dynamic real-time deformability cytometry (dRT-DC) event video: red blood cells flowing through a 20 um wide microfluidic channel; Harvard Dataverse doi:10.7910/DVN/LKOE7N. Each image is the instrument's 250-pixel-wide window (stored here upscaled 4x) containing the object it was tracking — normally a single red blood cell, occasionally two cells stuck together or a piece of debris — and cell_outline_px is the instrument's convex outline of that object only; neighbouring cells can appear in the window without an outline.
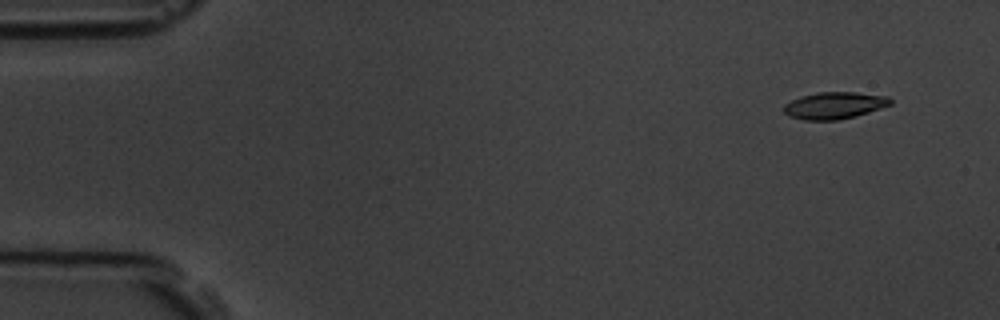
{"species": "common noctule bat (a hibernating species)", "species_latin": "Nyctalus noctula", "temperature_condition": "room temperature", "stored_images_in_passage": 6, "camera_frame_rate_fps": 3000, "um_per_image_px": 0.085, "animal": {"sex": "male", "body_mass_g": 19.5, "forearm_length_mm": 54.6}, "frame": {"image": 1, "passage_image": 1, "time_ms": 0.0, "image_size_px": [1000, 320], "cell_outline_px": [[892, 104], [856, 116], [836, 120], [804, 120], [788, 116], [784, 112], [784, 104], [800, 96], [816, 92], [856, 92], [888, 96], [892, 100]], "centroid_in_image_um": [70.91, 8.96], "position_along_channel_um": 14.1, "area_um2": 16.76}}
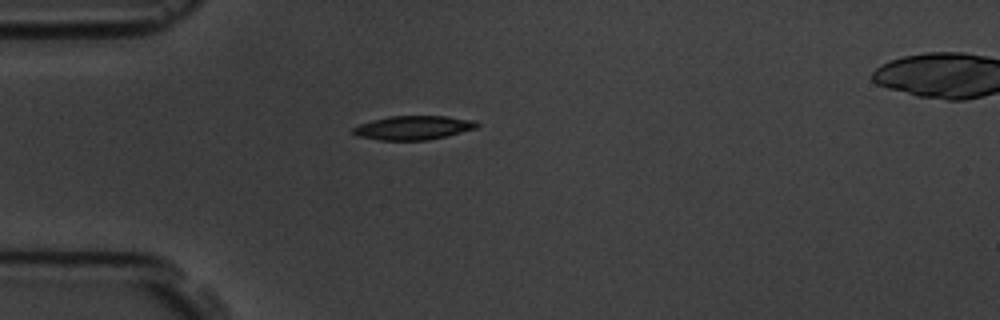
{"frame": {"image": 2, "passage_image": 4, "time_ms": 3.667, "image_size_px": [1000, 320], "cell_outline_px": [[480, 124], [476, 128], [428, 140], [380, 140], [356, 136], [352, 132], [352, 128], [360, 124], [372, 120], [388, 116], [448, 116], [476, 120]], "centroid_in_image_um": [35.12, 10.85], "position_along_channel_um": 49.9, "area_um2": 17.28}}
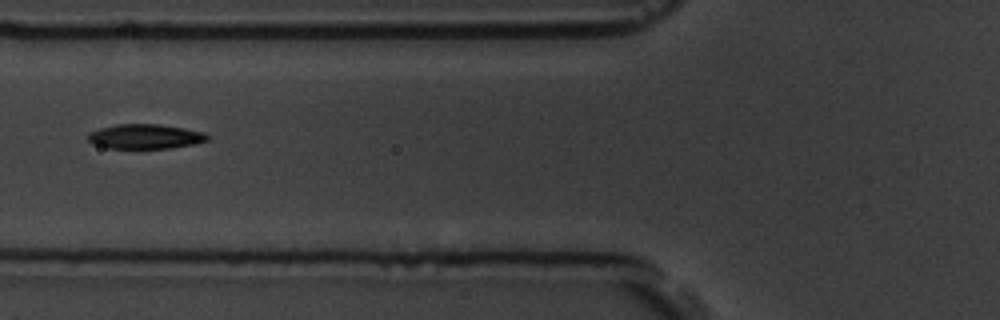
{"frame": {"image": 3, "passage_image": 6, "time_ms": 5.667, "image_size_px": [1000, 320], "cell_outline_px": [[208, 140], [192, 144], [172, 148], [108, 148], [92, 144], [88, 140], [88, 132], [100, 128], [116, 124], [160, 124], [184, 128], [204, 132], [208, 136]], "centroid_in_image_um": [12.31, 11.6], "position_along_channel_um": 113.5, "area_um2": 17.17}}